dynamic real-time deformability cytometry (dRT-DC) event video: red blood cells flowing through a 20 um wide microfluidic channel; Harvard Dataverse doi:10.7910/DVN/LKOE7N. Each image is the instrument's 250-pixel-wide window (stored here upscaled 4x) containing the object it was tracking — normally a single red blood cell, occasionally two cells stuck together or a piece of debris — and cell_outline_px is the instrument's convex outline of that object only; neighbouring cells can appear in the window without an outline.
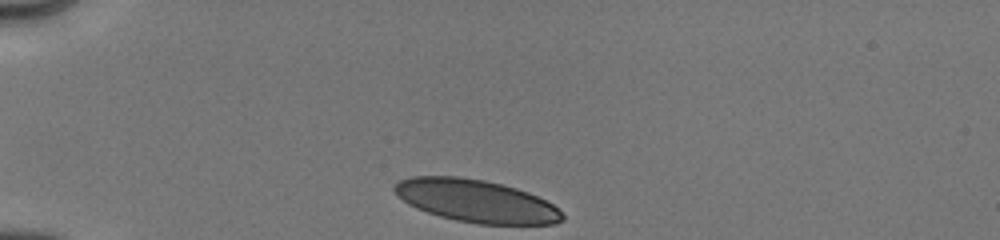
{"species": "human", "species_latin": "Homo sapiens", "temperature_condition": "cold", "stored_images_in_passage": 11, "camera_frame_rate_fps": 3000, "um_per_image_px": 0.085, "donor": {"sex": "male"}, "frame": {"image": 1, "passage_image": 1, "time_ms": 0.0, "image_size_px": [1000, 240], "cell_outline_px": [[564, 220], [552, 224], [480, 224], [456, 220], [440, 216], [416, 208], [408, 204], [392, 188], [400, 180], [412, 176], [456, 176], [484, 180], [516, 188], [528, 192], [552, 204], [564, 216]], "centroid_in_image_um": [40.46, 17.08], "position_along_channel_um": 44.5, "area_um2": 41.21}}